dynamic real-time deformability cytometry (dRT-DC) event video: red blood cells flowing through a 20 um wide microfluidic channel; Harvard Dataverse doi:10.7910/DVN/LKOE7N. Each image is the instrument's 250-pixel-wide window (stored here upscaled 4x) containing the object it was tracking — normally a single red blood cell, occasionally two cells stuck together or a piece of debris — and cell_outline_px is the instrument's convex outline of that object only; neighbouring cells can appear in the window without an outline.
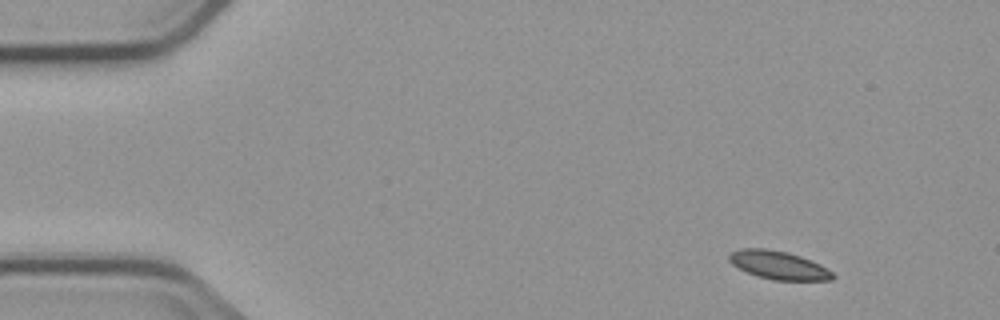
{"species": "common noctule bat (a hibernating species)", "species_latin": "Nyctalus noctula", "temperature_condition": "cold", "stored_images_in_passage": 4, "camera_frame_rate_fps": 3000, "um_per_image_px": 0.085, "animal": {"sex": "male", "body_mass_g": 23.1, "forearm_length_mm": 52.7}, "frame": {"image": 1, "passage_image": 1, "time_ms": 0.0, "image_size_px": [1000, 320], "cell_outline_px": [[836, 276], [832, 280], [772, 280], [748, 272], [732, 264], [728, 260], [728, 256], [732, 252], [740, 248], [764, 248], [788, 252], [800, 256], [820, 264], [832, 272]], "centroid_in_image_um": [66.19, 22.53], "position_along_channel_um": 18.8, "area_um2": 16.94}}
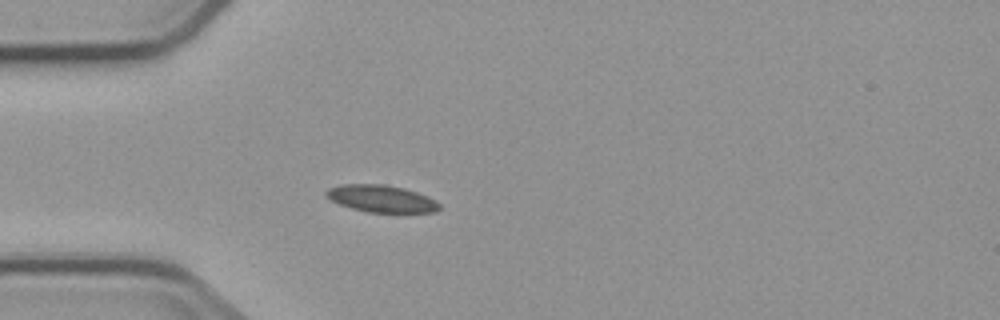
{"frame": {"image": 2, "passage_image": 4, "time_ms": 3.333, "image_size_px": [1000, 320], "cell_outline_px": [[440, 208], [436, 212], [368, 212], [352, 208], [340, 204], [324, 196], [324, 192], [328, 188], [340, 184], [384, 184], [404, 188], [428, 196], [436, 200], [440, 204]], "centroid_in_image_um": [32.41, 16.87], "position_along_channel_um": 52.6, "area_um2": 17.92}}